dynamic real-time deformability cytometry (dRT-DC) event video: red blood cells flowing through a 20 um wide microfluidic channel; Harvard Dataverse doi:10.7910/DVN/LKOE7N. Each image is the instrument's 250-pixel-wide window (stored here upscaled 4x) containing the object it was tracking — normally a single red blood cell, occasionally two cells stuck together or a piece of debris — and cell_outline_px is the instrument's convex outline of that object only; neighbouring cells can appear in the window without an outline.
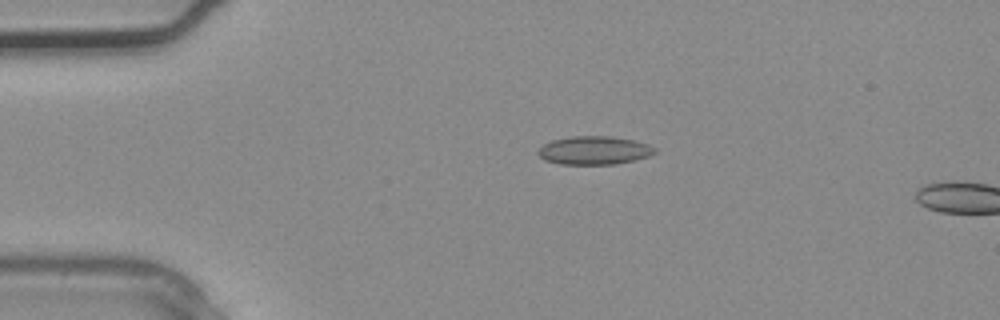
{"species": "common noctule bat (a hibernating species)", "species_latin": "Nyctalus noctula", "temperature_condition": "warm", "stored_images_in_passage": 2, "camera_frame_rate_fps": 3000, "um_per_image_px": 0.085, "animal": {"sex": "male", "body_mass_g": 20.4}, "frame": {"image": 1, "passage_image": 1, "time_ms": 0.0, "image_size_px": [1000, 320], "cell_outline_px": [[656, 152], [648, 156], [636, 160], [616, 164], [560, 164], [544, 160], [536, 152], [544, 144], [552, 140], [572, 136], [612, 136], [632, 140], [648, 144], [656, 148]], "centroid_in_image_um": [50.51, 12.78], "position_along_channel_um": 34.5, "area_um2": 19.31}}